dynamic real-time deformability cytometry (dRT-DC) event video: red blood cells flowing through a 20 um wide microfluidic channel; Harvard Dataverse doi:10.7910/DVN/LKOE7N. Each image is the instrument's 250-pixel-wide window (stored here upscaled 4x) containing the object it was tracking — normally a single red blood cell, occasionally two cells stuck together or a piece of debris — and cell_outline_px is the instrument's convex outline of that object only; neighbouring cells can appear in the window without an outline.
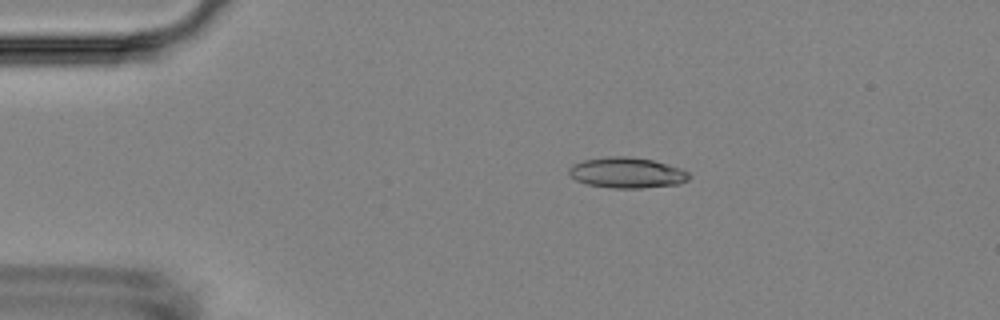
{"species": "Egyptian fruit bat (a non-hibernating species)", "species_latin": "Rousettus aegyptiacus", "temperature_condition": "room temperature", "stored_images_in_passage": 4, "camera_frame_rate_fps": 3000, "um_per_image_px": 0.085, "animal": {"sex": "female"}, "frame": {"image": 1, "passage_image": 3, "time_ms": 2.667, "image_size_px": [1000, 320], "cell_outline_px": [[692, 176], [688, 180], [680, 184], [640, 188], [612, 188], [588, 184], [576, 180], [568, 172], [568, 168], [572, 164], [584, 160], [608, 156], [628, 156], [652, 160], [680, 168], [688, 172]], "centroid_in_image_um": [53.3, 14.68], "position_along_channel_um": 31.7, "area_um2": 21.44}}